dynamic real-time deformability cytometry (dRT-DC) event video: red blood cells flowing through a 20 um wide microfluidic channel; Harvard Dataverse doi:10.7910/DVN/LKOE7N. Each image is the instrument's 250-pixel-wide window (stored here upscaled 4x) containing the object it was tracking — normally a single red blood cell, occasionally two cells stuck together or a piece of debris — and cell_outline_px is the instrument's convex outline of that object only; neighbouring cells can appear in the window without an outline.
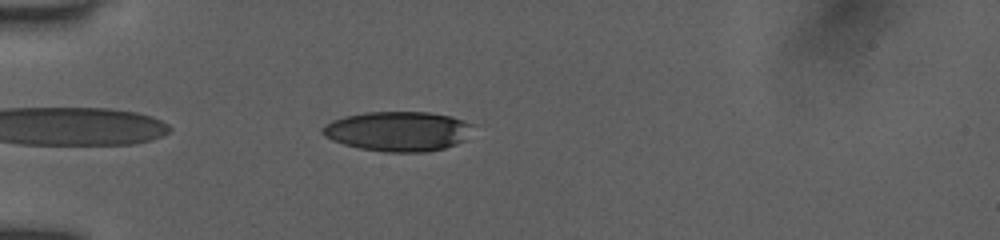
{"species": "human", "species_latin": "Homo sapiens", "temperature_condition": "room temperature", "stored_images_in_passage": 6, "camera_frame_rate_fps": 3000, "um_per_image_px": 0.085, "donor": {"sex": "female"}, "frame": {"image": 1, "passage_image": 3, "time_ms": 0.333, "image_size_px": [1000, 240], "cell_outline_px": [[468, 124], [464, 140], [456, 144], [444, 148], [424, 152], [384, 152], [360, 148], [344, 144], [332, 140], [324, 136], [320, 132], [320, 128], [324, 124], [332, 120], [344, 116], [364, 112], [428, 112], [452, 116]], "centroid_in_image_um": [33.7, 11.15], "position_along_channel_um": 51.3, "area_um2": 34.51}}